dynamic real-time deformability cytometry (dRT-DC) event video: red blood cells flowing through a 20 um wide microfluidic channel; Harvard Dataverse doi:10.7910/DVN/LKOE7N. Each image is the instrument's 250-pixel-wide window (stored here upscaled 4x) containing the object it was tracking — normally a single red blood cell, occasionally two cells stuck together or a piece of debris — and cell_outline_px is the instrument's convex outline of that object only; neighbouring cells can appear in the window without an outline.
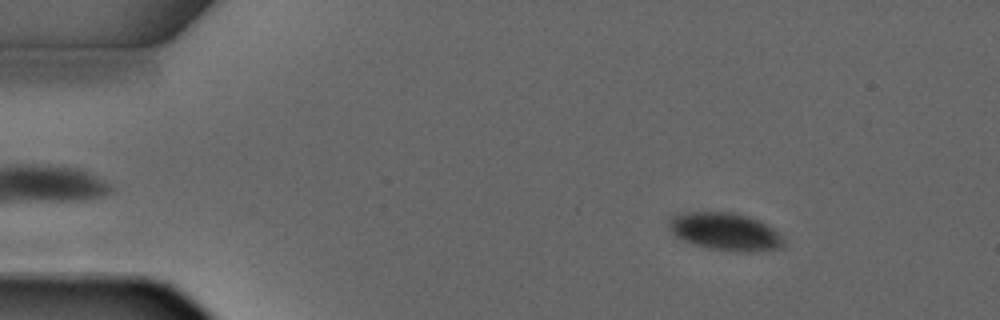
{"species": "common noctule bat (a hibernating species)", "species_latin": "Nyctalus noctula", "temperature_condition": "warm", "stored_images_in_passage": 3, "camera_frame_rate_fps": 3000, "um_per_image_px": 0.085, "animal": {"sex": "male", "forearm_length_mm": 52.5}, "frame": {"image": 1, "passage_image": 1, "time_ms": 0.0, "image_size_px": [1000, 320], "cell_outline_px": [[788, 244], [784, 248], [748, 252], [736, 252], [708, 248], [684, 240], [676, 236], [668, 228], [668, 216], [684, 212], [732, 212], [748, 216], [760, 220], [772, 228]], "centroid_in_image_um": [61.65, 19.68], "position_along_channel_um": 23.4, "area_um2": 25.43}}
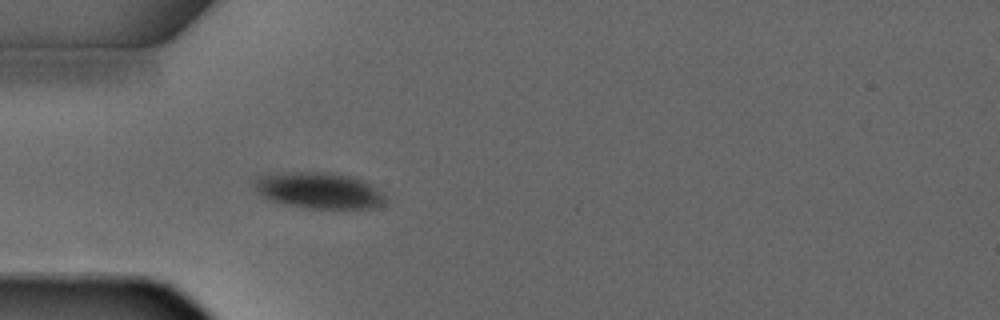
{"frame": {"image": 2, "passage_image": 3, "time_ms": 2.333, "image_size_px": [1000, 320], "cell_outline_px": [[388, 196], [384, 204], [376, 208], [308, 208], [288, 204], [272, 200], [264, 196], [252, 184], [264, 172], [328, 172], [352, 176], [364, 180], [372, 184]], "centroid_in_image_um": [27.17, 16.17], "position_along_channel_um": 57.8, "area_um2": 27.86}}